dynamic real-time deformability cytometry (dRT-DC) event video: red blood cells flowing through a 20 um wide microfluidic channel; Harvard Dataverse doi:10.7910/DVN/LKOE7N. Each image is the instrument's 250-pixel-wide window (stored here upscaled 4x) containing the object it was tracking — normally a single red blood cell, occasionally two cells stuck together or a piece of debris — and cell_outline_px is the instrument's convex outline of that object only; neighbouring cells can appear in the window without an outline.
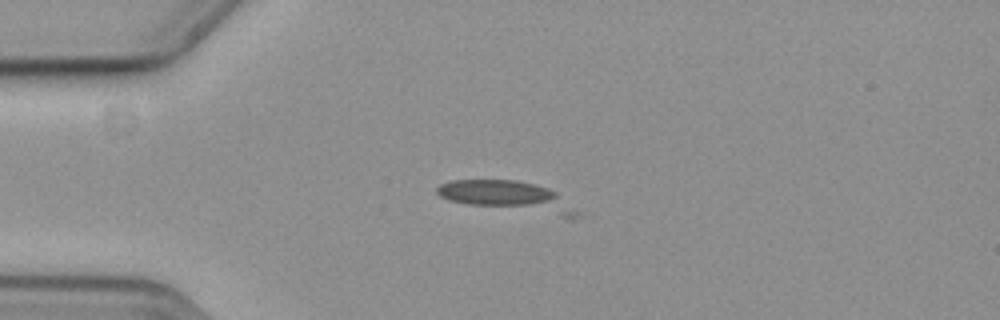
{"species": "common noctule bat (a hibernating species)", "species_latin": "Nyctalus noctula", "temperature_condition": "cold", "stored_images_in_passage": 3, "camera_frame_rate_fps": 3000, "um_per_image_px": 0.085, "animal": {"sex": "female", "body_mass_g": 19.3, "forearm_length_mm": 54.1}, "frame": {"image": 1, "passage_image": 2, "time_ms": 0.333, "image_size_px": [1000, 320], "cell_outline_px": [[580, 216], [572, 220], [468, 204], [448, 200], [440, 196], [436, 192], [436, 188], [440, 184], [452, 180], [516, 180], [548, 188], [556, 192], [580, 212]], "centroid_in_image_um": [43.26, 16.75], "position_along_channel_um": 41.7, "area_um2": 25.2}}